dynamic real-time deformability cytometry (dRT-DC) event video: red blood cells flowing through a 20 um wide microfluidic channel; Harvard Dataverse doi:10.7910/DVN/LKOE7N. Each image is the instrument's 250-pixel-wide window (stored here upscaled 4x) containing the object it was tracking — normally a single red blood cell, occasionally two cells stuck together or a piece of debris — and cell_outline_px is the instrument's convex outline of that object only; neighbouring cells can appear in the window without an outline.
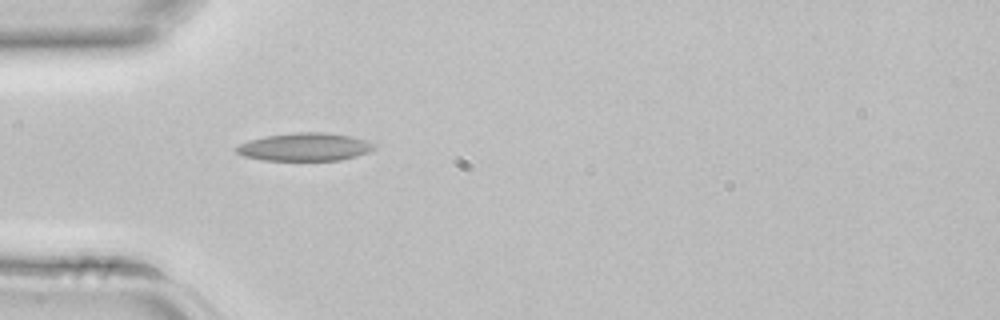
{"species": "common noctule bat (a hibernating species)", "species_latin": "Nyctalus noctula", "temperature_condition": "room temperature", "stored_images_in_passage": 1, "camera_frame_rate_fps": 3000, "um_per_image_px": 0.085, "animal": {"sex": "female", "body_mass_g": 22.7, "forearm_length_mm": 54.2}, "frame": {"image": 1, "passage_image": 1, "time_ms": 0.0, "image_size_px": [1000, 320], "cell_outline_px": [[376, 148], [368, 152], [356, 156], [340, 160], [264, 160], [244, 156], [236, 152], [232, 148], [240, 144], [264, 136], [296, 132], [328, 132], [352, 136], [376, 144]], "centroid_in_image_um": [25.92, 12.48], "position_along_channel_um": 59.1, "area_um2": 22.48}}